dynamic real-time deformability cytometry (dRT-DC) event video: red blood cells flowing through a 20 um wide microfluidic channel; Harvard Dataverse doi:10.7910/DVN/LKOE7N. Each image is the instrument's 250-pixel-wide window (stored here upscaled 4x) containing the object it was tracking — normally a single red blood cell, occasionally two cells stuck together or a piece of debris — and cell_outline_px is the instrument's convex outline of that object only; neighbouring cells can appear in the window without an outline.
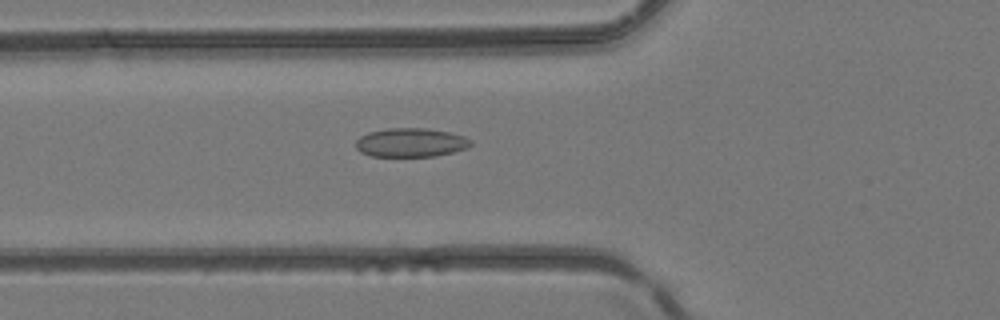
{"species": "common noctule bat (a hibernating species)", "species_latin": "Nyctalus noctula", "temperature_condition": "room temperature", "stored_images_in_passage": 46, "camera_frame_rate_fps": 3000, "um_per_image_px": 0.085, "animal": {"sex": "female", "body_mass_g": 24.6, "forearm_length_mm": 56.2}, "frame": {"image": 1, "passage_image": 17, "time_ms": 5.333, "image_size_px": [1000, 320], "cell_outline_px": [[472, 144], [468, 148], [436, 156], [372, 156], [360, 152], [356, 148], [356, 140], [360, 136], [368, 132], [388, 128], [424, 128], [448, 132], [464, 136], [472, 140]], "centroid_in_image_um": [34.91, 12.11], "position_along_channel_um": 90.9, "area_um2": 19.36}}
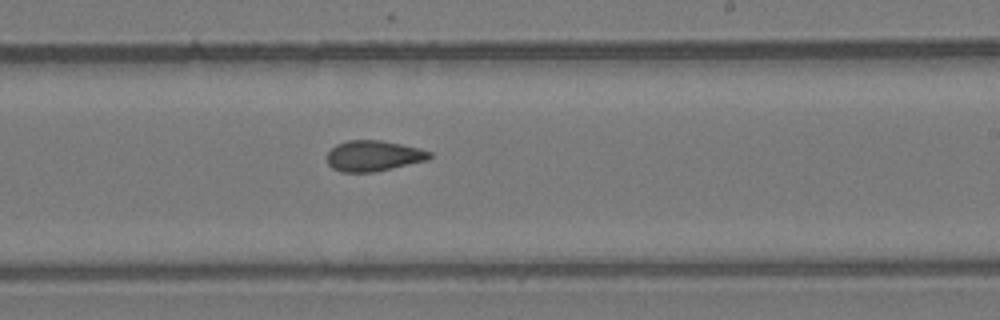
{"frame": {"image": 2, "passage_image": 28, "time_ms": 9.0, "image_size_px": [1000, 320], "cell_outline_px": [[432, 156], [428, 160], [372, 172], [340, 172], [332, 168], [328, 164], [328, 152], [336, 144], [348, 140], [380, 140], [420, 148], [432, 152]], "centroid_in_image_um": [31.75, 13.24], "position_along_channel_um": 257.3, "area_um2": 18.26}}
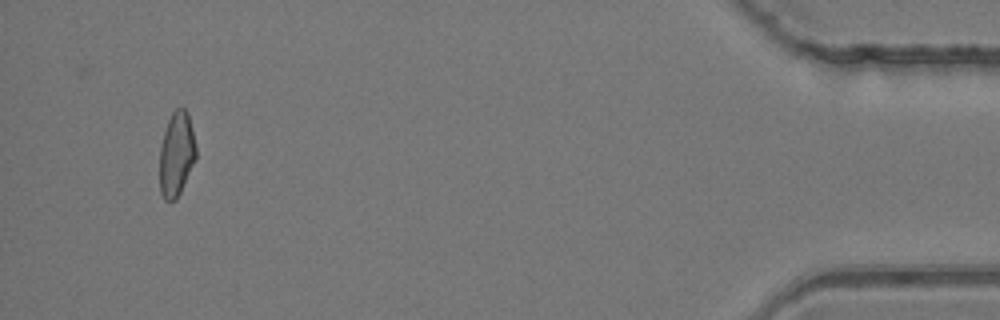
{"frame": {"image": 3, "passage_image": 44, "time_ms": 14.333, "image_size_px": [1000, 320], "cell_outline_px": [[196, 160], [176, 200], [164, 200], [160, 192], [160, 148], [164, 132], [168, 120], [172, 112], [180, 104], [188, 112], [192, 128], [196, 148]], "centroid_in_image_um": [15.01, 13.07], "position_along_channel_um": 420.2, "area_um2": 18.03}}